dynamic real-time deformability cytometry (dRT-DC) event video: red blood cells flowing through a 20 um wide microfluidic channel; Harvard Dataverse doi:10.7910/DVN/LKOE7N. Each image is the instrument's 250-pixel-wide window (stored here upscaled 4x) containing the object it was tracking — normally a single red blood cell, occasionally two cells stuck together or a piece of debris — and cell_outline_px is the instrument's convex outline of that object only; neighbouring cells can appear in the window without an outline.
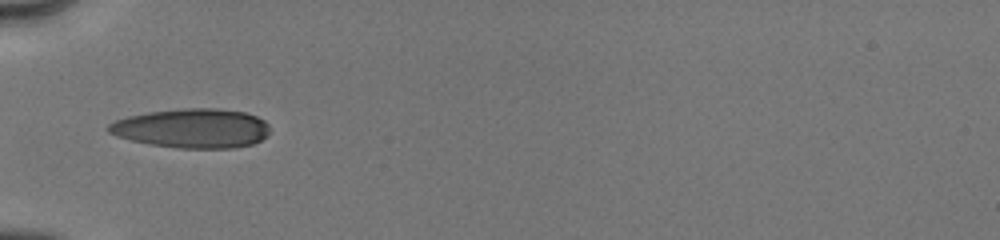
{"species": "human", "species_latin": "Homo sapiens", "temperature_condition": "cold", "stored_images_in_passage": 46, "camera_frame_rate_fps": 3000, "um_per_image_px": 0.085, "donor": {"sex": "male"}, "frame": {"image": 1, "passage_image": 1, "time_ms": 0.0, "image_size_px": [1000, 240], "cell_outline_px": [[268, 132], [260, 140], [252, 144], [236, 148], [176, 148], [148, 144], [116, 136], [108, 132], [108, 124], [116, 120], [128, 116], [148, 112], [188, 108], [216, 108], [244, 112], [256, 116], [264, 120], [268, 124]], "centroid_in_image_um": [16.32, 10.91], "position_along_channel_um": 68.7, "area_um2": 36.88}}
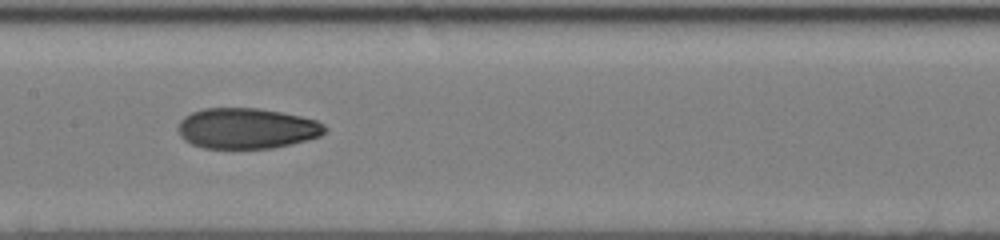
{"frame": {"image": 2, "passage_image": 22, "time_ms": 3.0, "image_size_px": [1000, 240], "cell_outline_px": [[328, 128], [320, 136], [308, 140], [292, 144], [272, 148], [204, 148], [192, 144], [184, 140], [180, 136], [176, 128], [180, 120], [184, 116], [192, 112], [204, 108], [260, 108], [300, 116], [316, 120], [324, 124]], "centroid_in_image_um": [20.96, 10.91], "position_along_channel_um": 186.4, "area_um2": 34.97}}
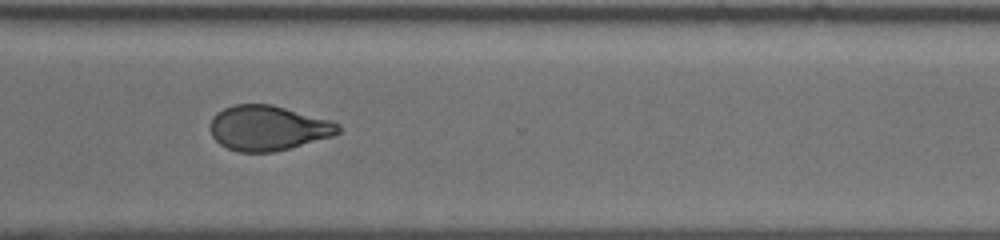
{"frame": {"image": 3, "passage_image": 45, "time_ms": 7.0, "image_size_px": [1000, 240], "cell_outline_px": [[340, 132], [332, 136], [288, 148], [272, 152], [240, 152], [228, 148], [220, 144], [212, 136], [208, 128], [212, 116], [216, 112], [232, 104], [272, 104], [332, 120], [340, 124]], "centroid_in_image_um": [22.75, 10.86], "position_along_channel_um": 347.8, "area_um2": 33.76}}